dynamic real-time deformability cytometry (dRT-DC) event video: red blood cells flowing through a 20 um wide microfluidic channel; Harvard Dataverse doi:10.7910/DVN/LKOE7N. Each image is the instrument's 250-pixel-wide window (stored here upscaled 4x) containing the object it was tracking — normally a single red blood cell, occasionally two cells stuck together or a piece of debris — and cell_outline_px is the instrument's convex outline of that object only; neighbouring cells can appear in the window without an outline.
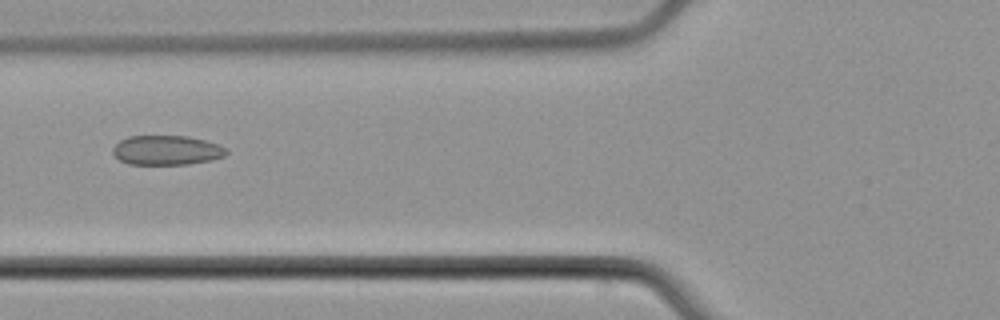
{"species": "common noctule bat (a hibernating species)", "species_latin": "Nyctalus noctula", "temperature_condition": "cold", "stored_images_in_passage": 5, "camera_frame_rate_fps": 3000, "um_per_image_px": 0.085, "animal": {"sex": "male", "body_mass_g": 21.5, "forearm_length_mm": 52.0}, "frame": {"image": 1, "passage_image": 5, "time_ms": 5.0, "image_size_px": [1000, 320], "cell_outline_px": [[228, 152], [224, 156], [212, 160], [188, 164], [128, 164], [120, 160], [112, 152], [112, 148], [120, 140], [128, 136], [188, 136], [220, 144], [228, 148]], "centroid_in_image_um": [14.19, 12.76], "position_along_channel_um": 111.6, "area_um2": 19.65}}